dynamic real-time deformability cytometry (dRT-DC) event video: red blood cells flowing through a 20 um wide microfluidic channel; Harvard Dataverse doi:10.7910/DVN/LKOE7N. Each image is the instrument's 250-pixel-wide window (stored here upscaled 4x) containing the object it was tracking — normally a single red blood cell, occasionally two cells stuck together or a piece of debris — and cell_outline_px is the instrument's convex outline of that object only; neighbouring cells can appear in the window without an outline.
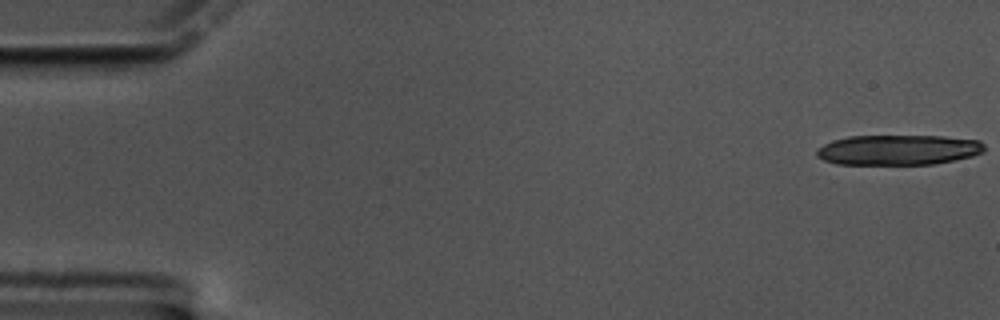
{"species": "common noctule bat (a hibernating species)", "species_latin": "Nyctalus noctula", "temperature_condition": "cold", "stored_images_in_passage": 16, "camera_frame_rate_fps": 3000, "um_per_image_px": 0.085, "animal": {"sex": "male", "body_mass_g": 17.5, "forearm_length_mm": 52.3}, "frame": {"image": 1, "passage_image": 1, "time_ms": 0.0, "image_size_px": [1000, 320], "cell_outline_px": [[984, 152], [972, 156], [936, 164], [836, 164], [824, 160], [816, 156], [816, 148], [832, 140], [848, 136], [944, 136], [980, 140], [984, 144]], "centroid_in_image_um": [76.35, 12.74], "position_along_channel_um": 8.7, "area_um2": 29.71}}